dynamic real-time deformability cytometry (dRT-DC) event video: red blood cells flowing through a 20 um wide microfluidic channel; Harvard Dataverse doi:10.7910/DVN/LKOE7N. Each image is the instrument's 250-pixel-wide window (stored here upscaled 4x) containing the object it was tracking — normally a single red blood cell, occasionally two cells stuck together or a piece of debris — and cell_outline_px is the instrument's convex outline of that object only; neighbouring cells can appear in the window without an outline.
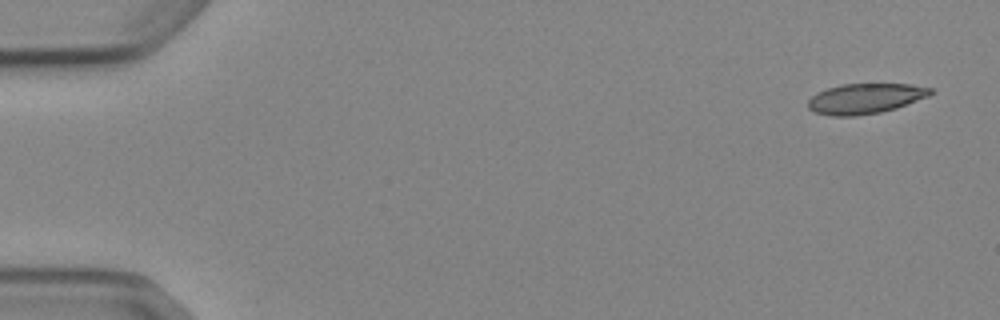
{"species": "Egyptian fruit bat (a non-hibernating species)", "species_latin": "Rousettus aegyptiacus", "temperature_condition": "cold", "stored_images_in_passage": 4, "camera_frame_rate_fps": 3000, "um_per_image_px": 0.085, "animal": {"sex": "female"}, "frame": {"image": 1, "passage_image": 1, "time_ms": 0.0, "image_size_px": [1000, 320], "cell_outline_px": [[936, 92], [928, 96], [896, 108], [880, 112], [856, 116], [832, 116], [816, 112], [808, 108], [808, 100], [816, 92], [840, 84], [912, 84], [932, 88]], "centroid_in_image_um": [73.56, 8.37], "position_along_channel_um": 11.4, "area_um2": 21.62}}
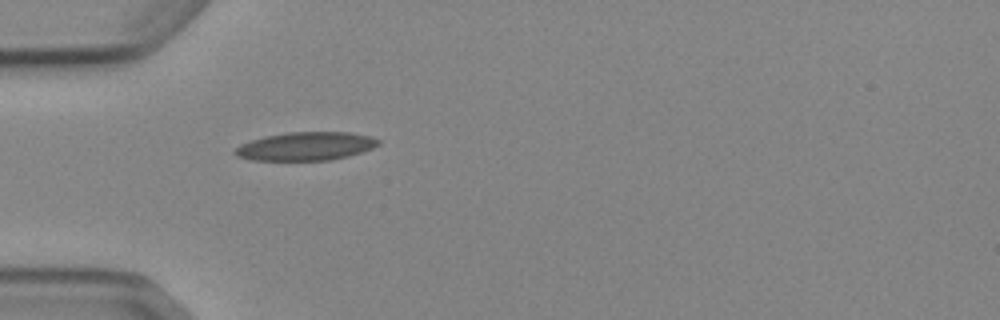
{"frame": {"image": 2, "passage_image": 4, "time_ms": 4.667, "image_size_px": [1000, 320], "cell_outline_px": [[380, 144], [372, 148], [348, 156], [328, 160], [248, 160], [236, 156], [232, 152], [240, 144], [252, 140], [268, 136], [288, 132], [352, 132], [372, 136], [380, 140]], "centroid_in_image_um": [26.0, 12.43], "position_along_channel_um": 59.0, "area_um2": 23.7}}